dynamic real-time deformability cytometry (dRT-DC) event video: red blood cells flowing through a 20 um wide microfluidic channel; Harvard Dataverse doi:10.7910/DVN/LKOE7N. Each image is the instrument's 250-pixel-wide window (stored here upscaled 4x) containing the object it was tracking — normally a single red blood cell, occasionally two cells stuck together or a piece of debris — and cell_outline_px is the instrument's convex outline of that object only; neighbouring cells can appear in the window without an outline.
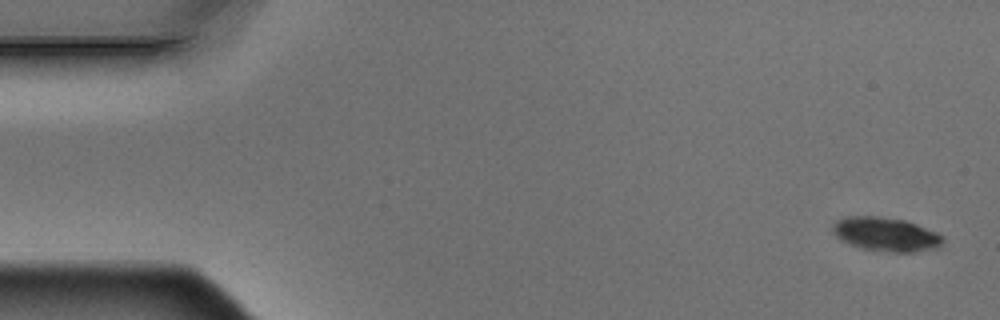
{"species": "Egyptian fruit bat (a non-hibernating species)", "species_latin": "Rousettus aegyptiacus", "temperature_condition": "warm", "stored_images_in_passage": 4, "camera_frame_rate_fps": 3000, "um_per_image_px": 0.085, "animal": {"sex": "male"}, "frame": {"image": 1, "passage_image": 1, "time_ms": 0.0, "image_size_px": [1000, 320], "cell_outline_px": [[944, 240], [936, 248], [916, 252], [888, 252], [860, 248], [840, 240], [836, 236], [832, 228], [832, 224], [836, 220], [844, 216], [876, 216], [904, 220], [916, 224], [936, 232], [944, 236]], "centroid_in_image_um": [75.27, 19.91], "position_along_channel_um": 9.7, "area_um2": 21.85}}
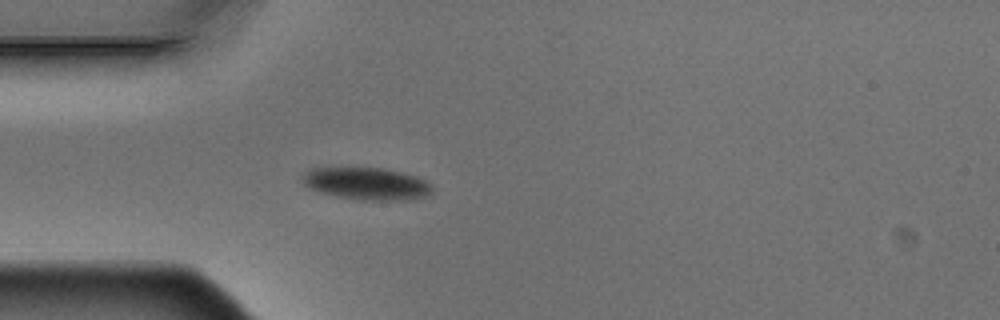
{"frame": {"image": 2, "passage_image": 4, "time_ms": 1.0, "image_size_px": [1000, 320], "cell_outline_px": [[432, 192], [428, 196], [408, 200], [360, 200], [336, 196], [320, 192], [308, 188], [300, 180], [300, 176], [304, 172], [312, 168], [384, 168], [420, 176], [432, 184]], "centroid_in_image_um": [31.18, 15.61], "position_along_channel_um": 53.8, "area_um2": 24.85}}